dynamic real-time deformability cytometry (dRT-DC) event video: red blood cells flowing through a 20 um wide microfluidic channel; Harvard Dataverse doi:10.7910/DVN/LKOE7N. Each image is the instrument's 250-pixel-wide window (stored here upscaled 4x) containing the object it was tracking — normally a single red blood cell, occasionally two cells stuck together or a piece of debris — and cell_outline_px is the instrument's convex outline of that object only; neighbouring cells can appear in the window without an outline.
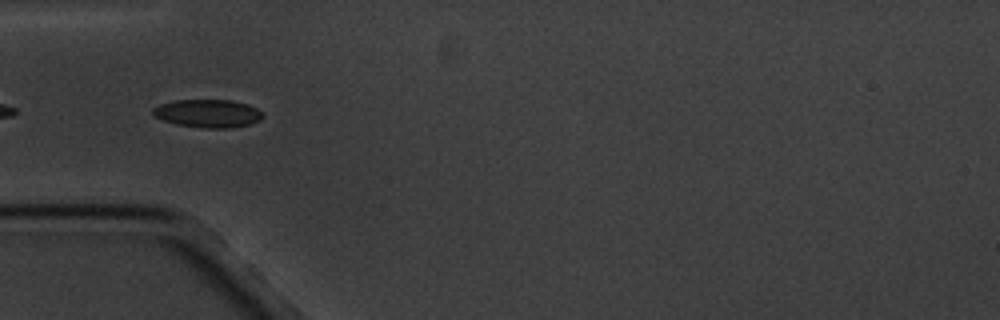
{"species": "common noctule bat (a hibernating species)", "species_latin": "Nyctalus noctula", "temperature_condition": "cold", "stored_images_in_passage": 5, "camera_frame_rate_fps": 3000, "um_per_image_px": 0.085, "animal": {"sex": "male", "body_mass_g": 20.1, "forearm_length_mm": 53.5}, "frame": {"image": 1, "passage_image": 4, "time_ms": 4.0, "image_size_px": [1000, 320], "cell_outline_px": [[264, 116], [260, 120], [248, 124], [232, 128], [204, 128], [176, 124], [164, 120], [156, 116], [152, 112], [152, 108], [160, 104], [176, 100], [232, 100], [248, 104], [264, 112]], "centroid_in_image_um": [17.71, 9.64], "position_along_channel_um": 67.3, "area_um2": 17.98}}
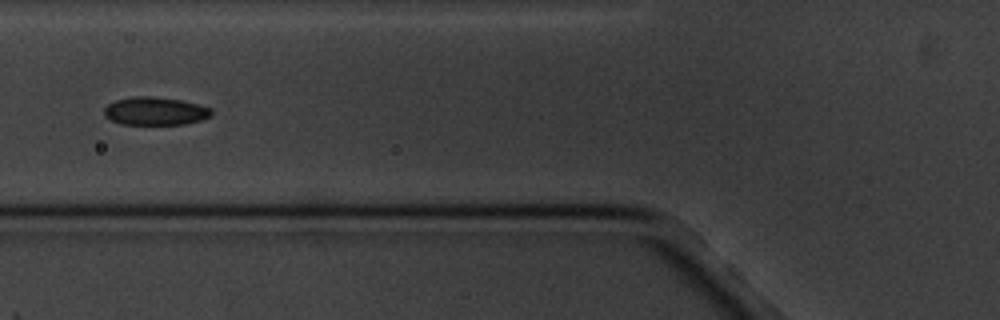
{"frame": {"image": 2, "passage_image": 5, "time_ms": 5.333, "image_size_px": [1000, 320], "cell_outline_px": [[212, 116], [200, 120], [184, 124], [120, 124], [104, 116], [104, 108], [108, 104], [116, 100], [132, 96], [148, 96], [180, 100], [212, 108]], "centroid_in_image_um": [13.18, 9.44], "position_along_channel_um": 112.6, "area_um2": 17.46}}